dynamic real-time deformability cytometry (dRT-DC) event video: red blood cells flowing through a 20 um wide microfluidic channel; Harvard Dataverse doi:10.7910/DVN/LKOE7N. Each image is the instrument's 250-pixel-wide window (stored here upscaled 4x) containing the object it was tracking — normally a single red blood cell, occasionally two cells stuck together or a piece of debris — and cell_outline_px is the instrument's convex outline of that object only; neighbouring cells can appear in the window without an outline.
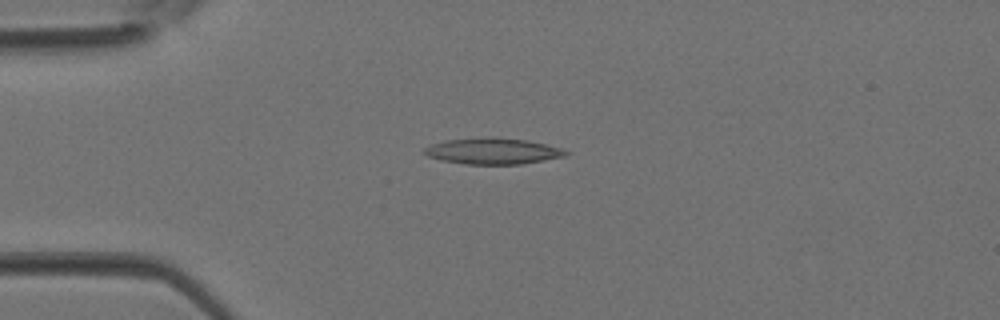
{"species": "Egyptian fruit bat (a non-hibernating species)", "species_latin": "Rousettus aegyptiacus", "temperature_condition": "room temperature", "stored_images_in_passage": 2, "camera_frame_rate_fps": 3000, "um_per_image_px": 0.085, "animal": {"sex": "female"}, "frame": {"image": 1, "passage_image": 1, "time_ms": 0.0, "image_size_px": [1000, 320], "cell_outline_px": [[572, 152], [568, 156], [520, 164], [464, 164], [440, 160], [428, 156], [420, 152], [424, 148], [432, 144], [444, 140], [488, 136], [492, 136], [528, 140], [560, 148]], "centroid_in_image_um": [41.87, 12.83], "position_along_channel_um": 43.1, "area_um2": 21.91}}
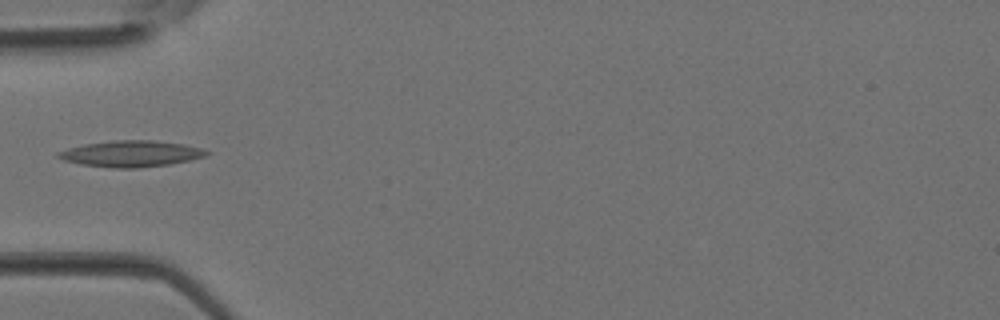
{"frame": {"image": 2, "passage_image": 2, "time_ms": 0.333, "image_size_px": [1000, 320], "cell_outline_px": [[212, 152], [204, 156], [188, 160], [168, 164], [136, 168], [116, 168], [80, 164], [64, 160], [56, 156], [56, 152], [68, 148], [84, 144], [112, 140], [152, 140], [184, 144], [200, 148]], "centroid_in_image_um": [11.1, 13.06], "position_along_channel_um": 73.9, "area_um2": 22.48}}